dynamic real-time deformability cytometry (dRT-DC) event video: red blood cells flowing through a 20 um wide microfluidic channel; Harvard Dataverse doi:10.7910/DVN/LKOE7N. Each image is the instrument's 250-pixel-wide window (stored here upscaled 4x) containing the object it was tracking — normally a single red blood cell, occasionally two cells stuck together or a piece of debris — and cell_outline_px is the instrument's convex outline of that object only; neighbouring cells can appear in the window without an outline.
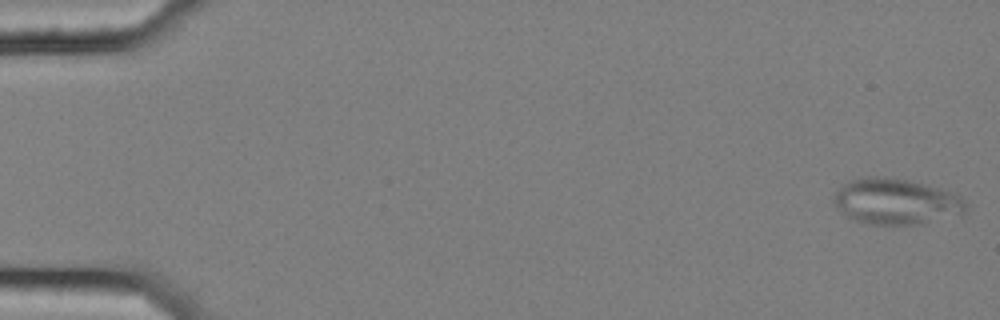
{"species": "common noctule bat (a hibernating species)", "species_latin": "Nyctalus noctula", "temperature_condition": "cold", "stored_images_in_passage": 57, "camera_frame_rate_fps": 3000, "um_per_image_px": 0.085, "animal": {"sex": "female", "body_mass_g": 25.1}, "frame": {"image": 1, "passage_image": 1, "time_ms": 0.0, "image_size_px": [1000, 320], "cell_outline_px": [[968, 204], [964, 212], [920, 224], [868, 224], [852, 220], [832, 200], [840, 184], [852, 180], [868, 176], [876, 176], [904, 180], [936, 188], [960, 196]], "centroid_in_image_um": [76.11, 17.13], "position_along_channel_um": 8.9, "area_um2": 34.45}}
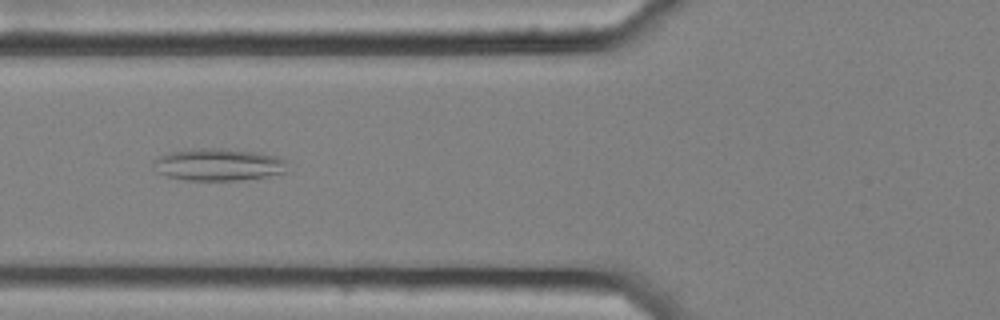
{"frame": {"image": 2, "passage_image": 22, "time_ms": 7.0, "image_size_px": [1000, 320], "cell_outline_px": [[288, 160], [284, 172], [264, 176], [236, 180], [188, 180], [168, 176], [156, 172], [152, 164], [152, 160], [160, 156], [172, 152], [192, 148], [224, 148], [260, 152], [276, 156]], "centroid_in_image_um": [18.54, 13.97], "position_along_channel_um": 107.3, "area_um2": 25.14}}
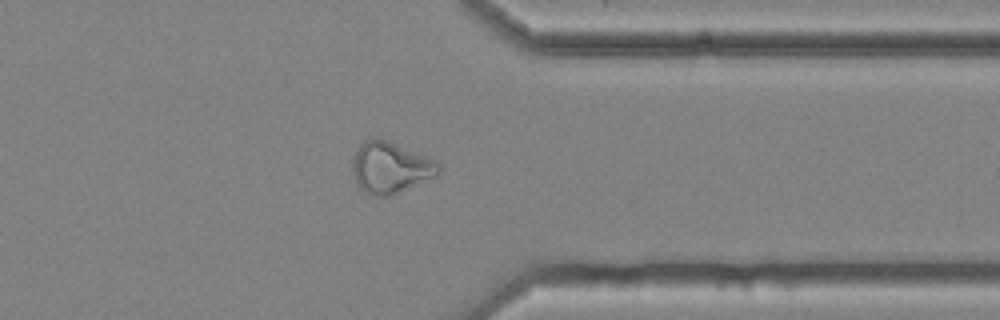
{"frame": {"image": 3, "passage_image": 45, "time_ms": 14.667, "image_size_px": [1000, 320], "cell_outline_px": [[440, 172], [436, 176], [392, 196], [372, 196], [364, 192], [356, 184], [352, 172], [352, 164], [356, 152], [360, 144], [368, 140], [384, 140], [436, 160], [440, 164]], "centroid_in_image_um": [33.18, 14.3], "position_along_channel_um": 378.2, "area_um2": 25.43}, "authors_computed_cell_mechanics": {"area_um2": 26.5302, "velocity_mm_per_s": 3.578, "shape_relaxation_time_tau1_ms": null, "shape_relaxation_time_tau2_ms": 9.1227, "deformation_change_tau1": null, "deformation_change_tau2": 0.189}}